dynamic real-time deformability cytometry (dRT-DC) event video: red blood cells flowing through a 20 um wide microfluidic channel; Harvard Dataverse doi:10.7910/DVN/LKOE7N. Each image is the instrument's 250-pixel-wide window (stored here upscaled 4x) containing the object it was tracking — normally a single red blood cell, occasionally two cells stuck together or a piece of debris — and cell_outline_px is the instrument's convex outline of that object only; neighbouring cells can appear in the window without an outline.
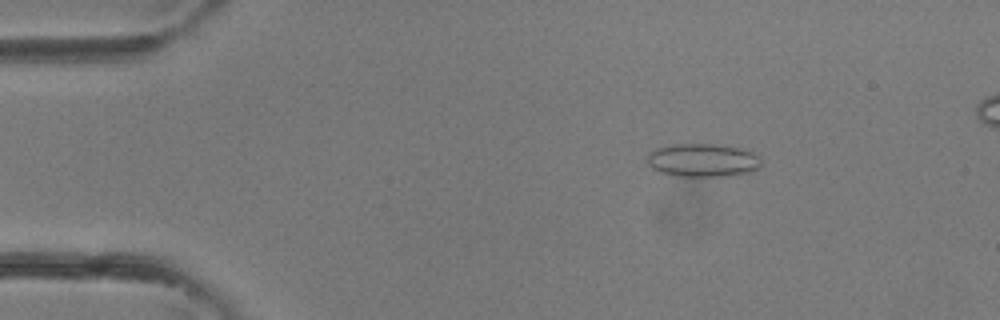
{"species": "common noctule bat (a hibernating species)", "species_latin": "Nyctalus noctula", "temperature_condition": "room temperature", "stored_images_in_passage": 9, "camera_frame_rate_fps": 3000, "um_per_image_px": 0.085, "animal": {"sex": "female"}, "frame": {"image": 1, "passage_image": 2, "time_ms": 0.333, "image_size_px": [1000, 320], "cell_outline_px": [[760, 164], [752, 172], [724, 176], [676, 176], [660, 172], [652, 168], [648, 164], [648, 152], [656, 148], [672, 144], [712, 144], [740, 148], [752, 152], [760, 156]], "centroid_in_image_um": [59.71, 13.62], "position_along_channel_um": 25.3, "area_um2": 22.08}}